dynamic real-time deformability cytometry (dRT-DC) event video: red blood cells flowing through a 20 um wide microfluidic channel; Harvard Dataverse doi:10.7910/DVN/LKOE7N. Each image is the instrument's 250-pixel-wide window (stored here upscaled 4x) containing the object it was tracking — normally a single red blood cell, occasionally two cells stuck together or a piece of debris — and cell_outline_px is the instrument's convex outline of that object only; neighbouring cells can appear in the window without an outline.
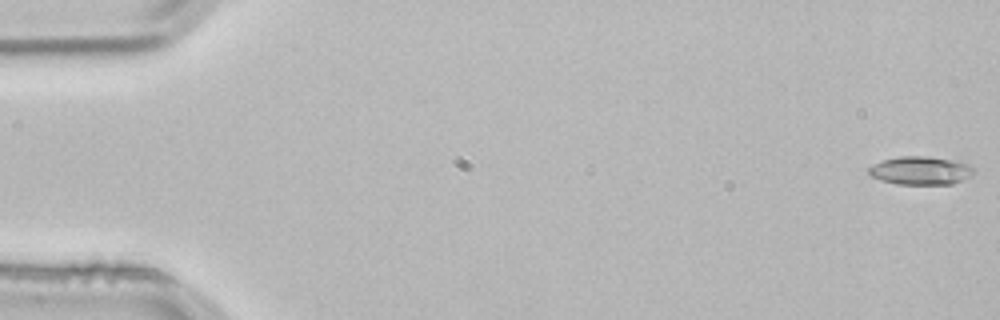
{"species": "common noctule bat (a hibernating species)", "species_latin": "Nyctalus noctula", "temperature_condition": "room temperature", "stored_images_in_passage": 4, "camera_frame_rate_fps": 3000, "um_per_image_px": 0.085, "animal": {"sex": "male", "body_mass_g": 21.5, "forearm_length_mm": 52.0}, "frame": {"image": 1, "passage_image": 1, "time_ms": 0.0, "image_size_px": [1000, 320], "cell_outline_px": [[972, 172], [968, 176], [952, 184], [896, 184], [880, 180], [872, 176], [868, 172], [868, 168], [884, 160], [900, 156], [924, 156], [948, 160], [968, 164], [972, 168]], "centroid_in_image_um": [78.19, 14.51], "position_along_channel_um": 6.8, "area_um2": 16.76}}
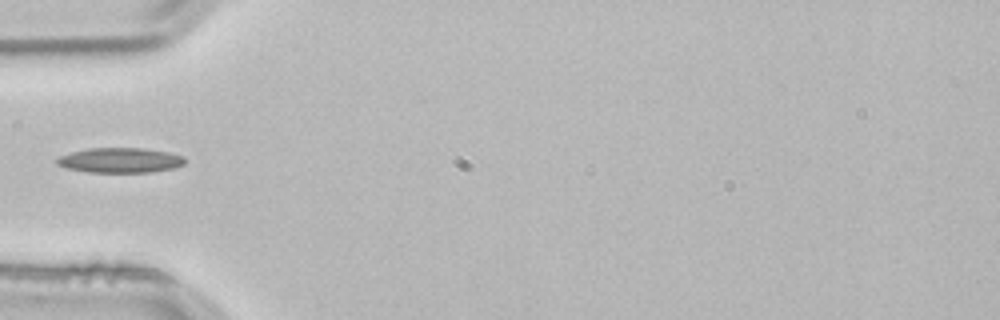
{"frame": {"image": 2, "passage_image": 4, "time_ms": 1.0, "image_size_px": [1000, 320], "cell_outline_px": [[184, 164], [176, 168], [148, 172], [88, 172], [68, 168], [56, 164], [56, 160], [60, 156], [72, 152], [88, 148], [144, 148], [168, 152], [184, 156]], "centroid_in_image_um": [10.23, 13.62], "position_along_channel_um": 74.8, "area_um2": 18.55}}